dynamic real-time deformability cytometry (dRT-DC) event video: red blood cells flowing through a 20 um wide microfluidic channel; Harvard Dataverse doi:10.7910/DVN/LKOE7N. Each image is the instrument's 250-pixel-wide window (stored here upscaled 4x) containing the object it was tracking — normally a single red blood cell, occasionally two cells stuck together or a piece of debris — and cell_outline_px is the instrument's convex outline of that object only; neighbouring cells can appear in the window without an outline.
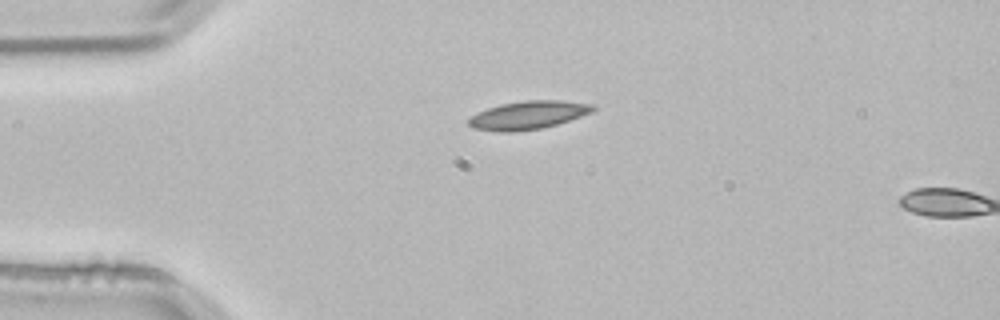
{"species": "common noctule bat (a hibernating species)", "species_latin": "Nyctalus noctula", "temperature_condition": "room temperature", "stored_images_in_passage": 2, "camera_frame_rate_fps": 3000, "um_per_image_px": 0.085, "animal": {"sex": "male", "body_mass_g": 21.5, "forearm_length_mm": 52.0}, "frame": {"image": 1, "passage_image": 1, "time_ms": 0.0, "image_size_px": [1000, 320], "cell_outline_px": [[596, 108], [592, 112], [556, 124], [540, 128], [512, 132], [500, 132], [472, 128], [468, 124], [468, 116], [476, 112], [500, 104], [524, 100], [560, 100], [592, 104]], "centroid_in_image_um": [44.83, 9.78], "position_along_channel_um": 40.2, "area_um2": 20.46}}